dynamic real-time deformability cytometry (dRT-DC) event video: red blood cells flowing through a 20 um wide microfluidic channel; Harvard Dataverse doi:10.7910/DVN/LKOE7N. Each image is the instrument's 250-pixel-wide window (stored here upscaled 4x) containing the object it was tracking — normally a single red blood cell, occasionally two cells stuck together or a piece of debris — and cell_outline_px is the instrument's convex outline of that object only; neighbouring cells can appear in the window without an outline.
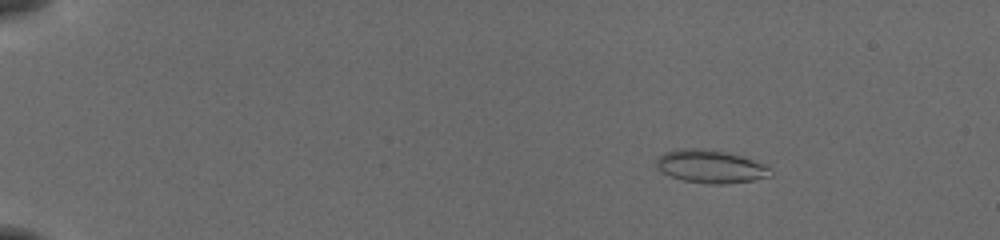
{"species": "common noctule bat (a hibernating species)", "species_latin": "Nyctalus noctula", "temperature_condition": "cold", "stored_images_in_passage": 55, "camera_frame_rate_fps": 3000, "um_per_image_px": 0.085, "animal": {"sex": "female", "body_mass_g": 19.5, "forearm_length_mm": 54.1}, "frame": {"image": 1, "passage_image": 9, "time_ms": 2.667, "image_size_px": [1000, 240], "cell_outline_px": [[772, 176], [752, 180], [724, 184], [712, 184], [684, 180], [660, 172], [656, 168], [656, 160], [664, 152], [676, 148], [696, 148], [728, 152], [764, 164], [772, 172]], "centroid_in_image_um": [60.36, 14.14], "position_along_channel_um": 24.6, "area_um2": 21.85}}
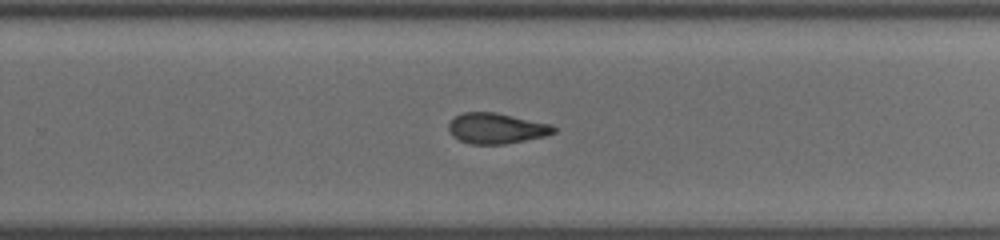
{"frame": {"image": 2, "passage_image": 38, "time_ms": 12.333, "image_size_px": [1000, 240], "cell_outline_px": [[556, 132], [544, 136], [504, 144], [468, 144], [452, 136], [448, 132], [448, 124], [456, 116], [464, 112], [496, 112], [552, 124], [556, 128]], "centroid_in_image_um": [42.18, 10.91], "position_along_channel_um": 287.6, "area_um2": 18.79}}
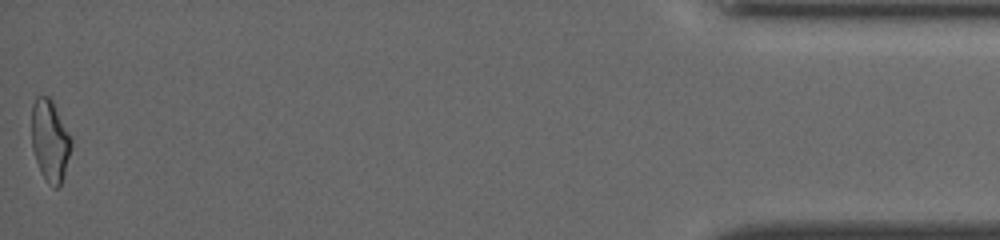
{"frame": {"image": 3, "passage_image": 55, "time_ms": 18.0, "image_size_px": [1000, 240], "cell_outline_px": [[72, 144], [64, 176], [60, 188], [52, 188], [48, 184], [40, 172], [32, 148], [32, 104], [36, 96], [48, 96], [52, 100], [72, 136]], "centroid_in_image_um": [4.26, 11.97], "position_along_channel_um": 430.9, "area_um2": 19.19}, "authors_computed_cell_mechanics": {"area_um2": 19.8254, "velocity_mm_per_s": 3.9153, "shape_relaxation_time_tau1_ms": 5.484, "shape_relaxation_time_tau2_ms": 2.2914, "deformation_change_tau1": 0.137, "deformation_change_tau2": 0.0875}}